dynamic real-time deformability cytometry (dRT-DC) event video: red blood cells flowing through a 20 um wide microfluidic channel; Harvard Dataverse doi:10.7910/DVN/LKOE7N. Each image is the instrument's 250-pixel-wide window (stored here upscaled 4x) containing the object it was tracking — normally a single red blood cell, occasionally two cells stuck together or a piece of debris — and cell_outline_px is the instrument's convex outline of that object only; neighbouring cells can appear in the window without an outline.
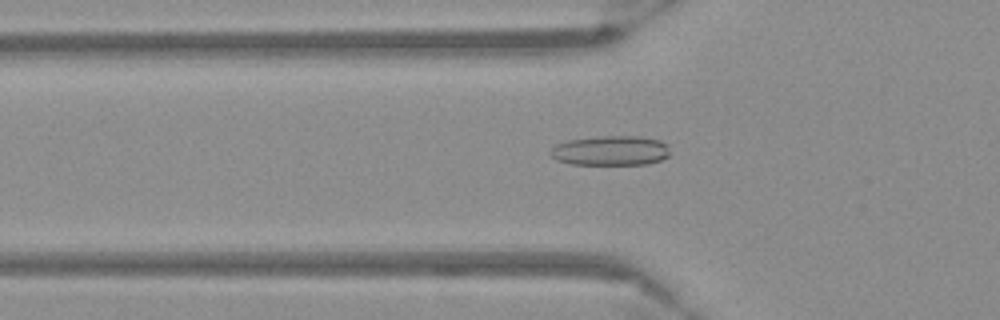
{"species": "Egyptian fruit bat (a non-hibernating species)", "species_latin": "Rousettus aegyptiacus", "temperature_condition": "warm", "stored_images_in_passage": 54, "camera_frame_rate_fps": 3000, "um_per_image_px": 0.085, "frame": {"image": 1, "passage_image": 19, "time_ms": 6.0, "image_size_px": [1000, 320], "cell_outline_px": [[668, 156], [660, 160], [648, 164], [572, 164], [556, 160], [548, 152], [556, 144], [568, 140], [600, 136], [640, 136], [660, 140], [668, 144]], "centroid_in_image_um": [51.9, 12.79], "position_along_channel_um": 73.9, "area_um2": 20.75}}
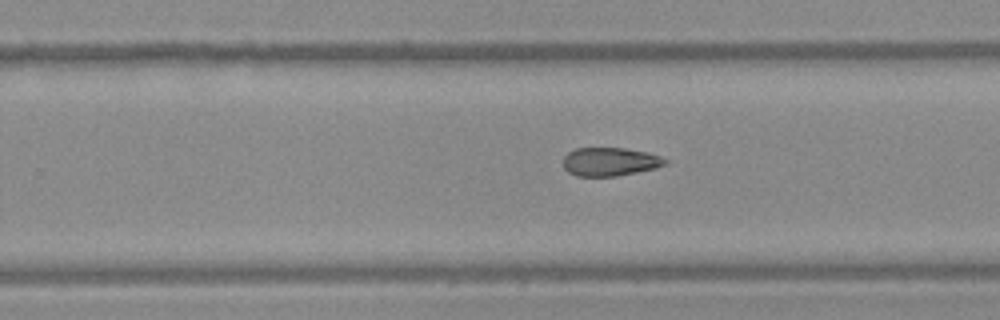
{"frame": {"image": 2, "passage_image": 35, "time_ms": 11.333, "image_size_px": [1000, 320], "cell_outline_px": [[668, 160], [664, 164], [656, 168], [616, 176], [576, 176], [568, 172], [564, 168], [564, 156], [568, 152], [576, 148], [624, 148], [648, 152], [660, 156]], "centroid_in_image_um": [51.83, 13.74], "position_along_channel_um": 278.0, "area_um2": 16.88}}
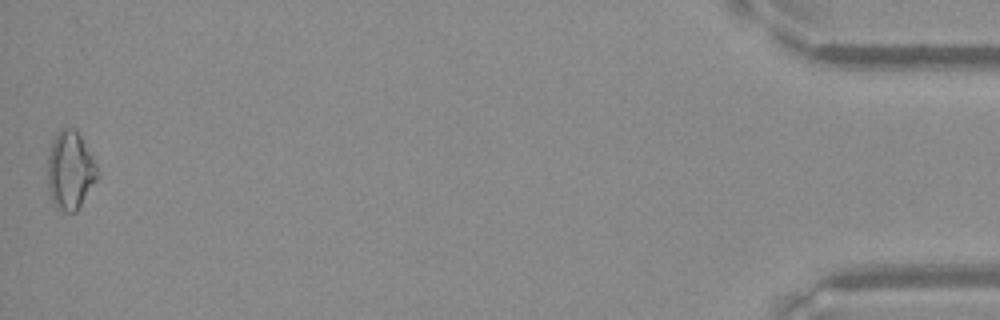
{"frame": {"image": 3, "passage_image": 54, "time_ms": 17.667, "image_size_px": [1000, 320], "cell_outline_px": [[100, 176], [76, 212], [64, 212], [56, 208], [48, 192], [48, 156], [52, 140], [60, 128], [76, 128]], "centroid_in_image_um": [5.94, 14.51], "position_along_channel_um": 429.3, "area_um2": 22.54}}